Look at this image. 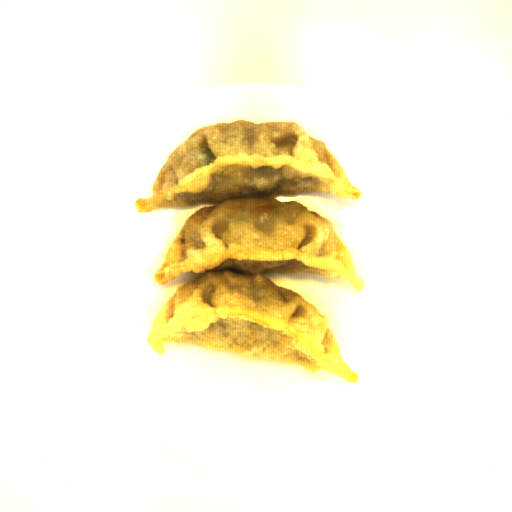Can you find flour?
I'll return each mask as SVG.
<instances>
[{
	"mask_svg": "<svg viewBox=\"0 0 512 512\" xmlns=\"http://www.w3.org/2000/svg\"><path fill=\"white\" fill-rule=\"evenodd\" d=\"M310 193L356 201L362 190L329 147L296 122L208 124L171 152L152 196L137 199L138 212L213 206L184 221L154 275L161 286L182 274H203L180 285L155 316L147 341L157 354H165L164 342L195 343L360 380L329 317L264 275L344 278L364 290L332 221L299 201L277 199Z\"/></svg>",
	"mask_w": 512,
	"mask_h": 512,
	"instance_id": "obj_1",
	"label": "flour"
}]
</instances>
